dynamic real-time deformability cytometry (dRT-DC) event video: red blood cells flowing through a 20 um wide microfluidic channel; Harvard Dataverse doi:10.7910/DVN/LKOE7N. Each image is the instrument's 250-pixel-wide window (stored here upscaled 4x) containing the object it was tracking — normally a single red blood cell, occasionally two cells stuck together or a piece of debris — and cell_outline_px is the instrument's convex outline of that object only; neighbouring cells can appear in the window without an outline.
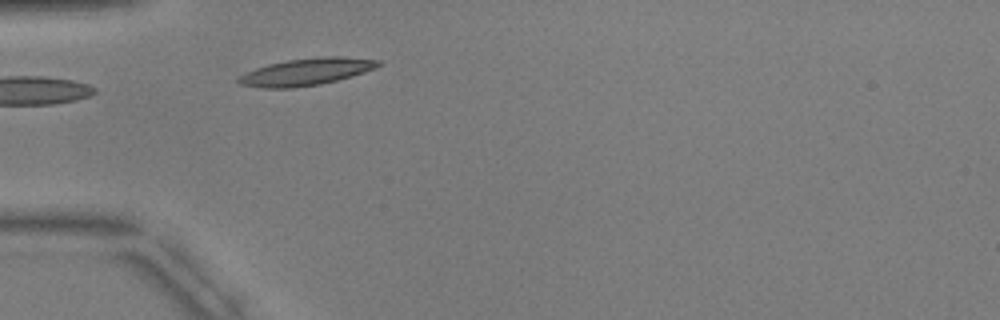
{"species": "common noctule bat (a hibernating species)", "species_latin": "Nyctalus noctula", "temperature_condition": "warm", "stored_images_in_passage": 2, "camera_frame_rate_fps": 3000, "um_per_image_px": 0.085, "animal": {"sex": "male", "body_mass_g": 17.9, "forearm_length_mm": 54.2}, "frame": {"image": 1, "passage_image": 2, "time_ms": 2.333, "image_size_px": [1000, 320], "cell_outline_px": [[380, 64], [376, 68], [352, 76], [320, 84], [292, 88], [264, 88], [240, 84], [236, 80], [236, 76], [244, 72], [268, 64], [288, 60], [324, 56], [344, 56], [380, 60]], "centroid_in_image_um": [26.0, 6.1], "position_along_channel_um": 59.0, "area_um2": 22.08}}